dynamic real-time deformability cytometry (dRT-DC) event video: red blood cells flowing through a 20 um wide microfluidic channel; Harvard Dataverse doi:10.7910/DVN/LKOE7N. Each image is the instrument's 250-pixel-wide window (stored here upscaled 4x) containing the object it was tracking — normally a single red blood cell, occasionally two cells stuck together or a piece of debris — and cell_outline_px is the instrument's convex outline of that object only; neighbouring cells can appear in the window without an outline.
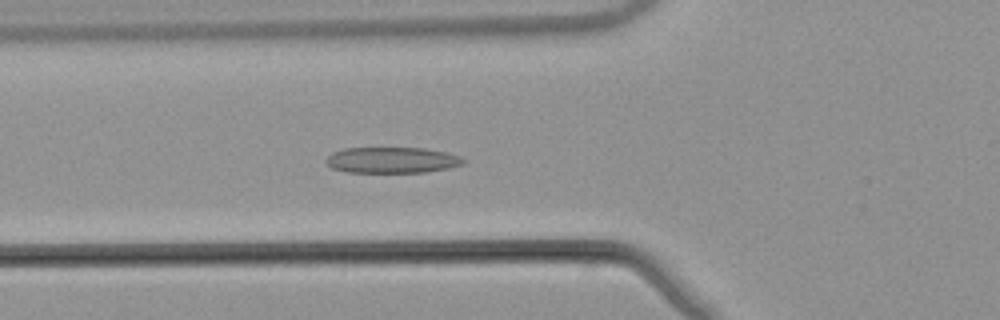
{"species": "common noctule bat (a hibernating species)", "species_latin": "Nyctalus noctula", "temperature_condition": "warm", "stored_images_in_passage": 48, "camera_frame_rate_fps": 3000, "um_per_image_px": 0.085, "animal": {"sex": "male", "body_mass_g": 21.5, "forearm_length_mm": 52.0}, "frame": {"image": 1, "passage_image": 14, "time_ms": 4.333, "image_size_px": [1000, 320], "cell_outline_px": [[464, 164], [448, 168], [424, 172], [348, 172], [332, 168], [324, 160], [332, 152], [344, 148], [424, 148], [444, 152], [460, 156], [464, 160]], "centroid_in_image_um": [33.29, 13.6], "position_along_channel_um": 92.5, "area_um2": 20.63}}
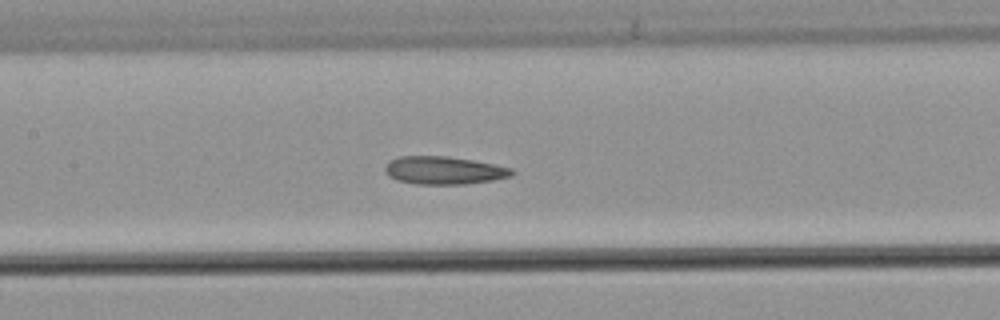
{"frame": {"image": 2, "passage_image": 20, "time_ms": 6.333, "image_size_px": [1000, 320], "cell_outline_px": [[516, 172], [512, 176], [492, 180], [464, 184], [416, 184], [396, 180], [388, 176], [384, 168], [388, 160], [400, 156], [448, 156], [472, 160], [512, 168]], "centroid_in_image_um": [37.71, 14.48], "position_along_channel_um": 169.7, "area_um2": 20.69}}
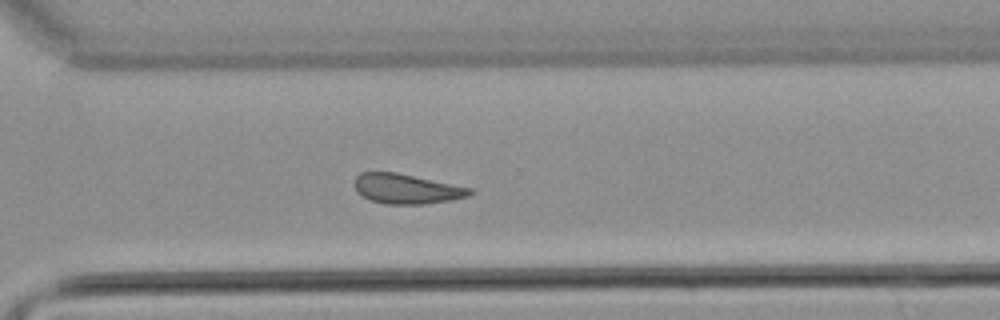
{"frame": {"image": 3, "passage_image": 33, "time_ms": 10.667, "image_size_px": [1000, 320], "cell_outline_px": [[472, 192], [468, 196], [452, 200], [420, 204], [384, 204], [372, 200], [364, 196], [352, 184], [356, 176], [360, 172], [396, 172], [472, 188]], "centroid_in_image_um": [34.54, 16.04], "position_along_channel_um": 336.1, "area_um2": 19.88}, "authors_computed_cell_mechanics": {"area_um2": 20.6924, "velocity_mm_per_s": 3.8455, "shape_relaxation_time_tau1_ms": null, "shape_relaxation_time_tau2_ms": 4.0082, "deformation_change_tau1": null, "deformation_change_tau2": 0.1303}}